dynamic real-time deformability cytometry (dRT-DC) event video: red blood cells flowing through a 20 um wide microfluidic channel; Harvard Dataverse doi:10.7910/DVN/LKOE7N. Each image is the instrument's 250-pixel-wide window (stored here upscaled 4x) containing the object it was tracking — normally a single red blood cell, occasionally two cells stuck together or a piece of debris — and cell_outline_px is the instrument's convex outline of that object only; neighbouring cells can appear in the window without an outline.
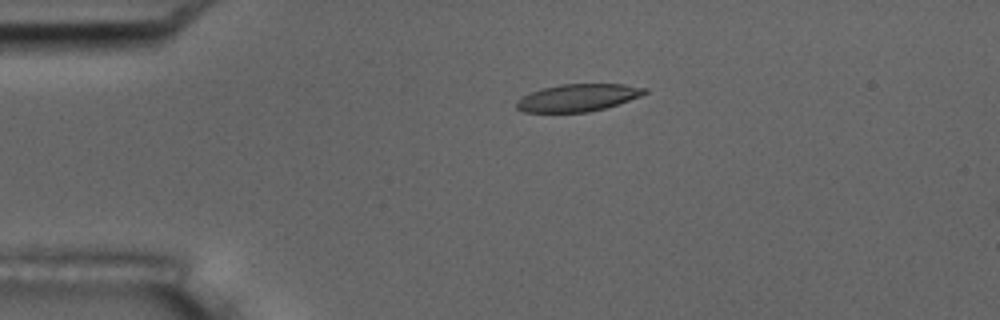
{"species": "common noctule bat (a hibernating species)", "species_latin": "Nyctalus noctula", "temperature_condition": "room temperature", "stored_images_in_passage": 7, "camera_frame_rate_fps": 3000, "um_per_image_px": 0.085, "animal": {"sex": "male", "body_mass_g": 17.5, "forearm_length_mm": 52.3}, "frame": {"image": 1, "passage_image": 1, "time_ms": 0.0, "image_size_px": [1000, 320], "cell_outline_px": [[648, 92], [640, 96], [604, 108], [588, 112], [524, 112], [516, 108], [516, 100], [540, 88], [560, 84], [624, 84], [648, 88]], "centroid_in_image_um": [49.11, 8.29], "position_along_channel_um": 35.9, "area_um2": 20.35}}
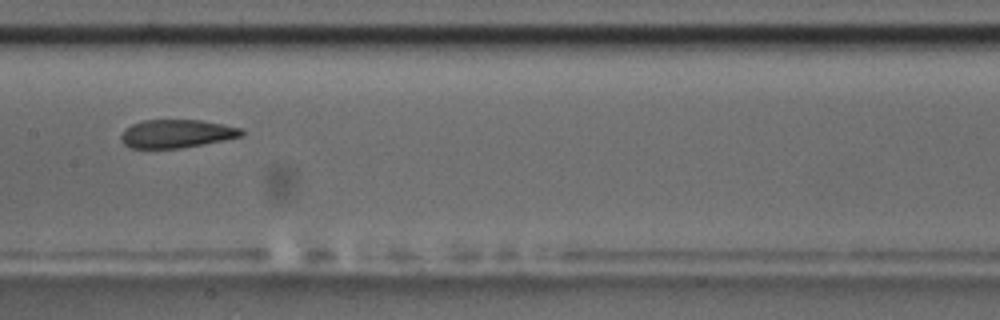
{"frame": {"image": 2, "passage_image": 5, "time_ms": 1.333, "image_size_px": [1000, 320], "cell_outline_px": [[244, 132], [240, 136], [224, 140], [204, 144], [180, 148], [132, 148], [124, 144], [120, 140], [120, 136], [124, 128], [140, 120], [200, 120], [224, 124], [244, 128]], "centroid_in_image_um": [14.99, 11.35], "position_along_channel_um": 192.4, "area_um2": 20.0}}